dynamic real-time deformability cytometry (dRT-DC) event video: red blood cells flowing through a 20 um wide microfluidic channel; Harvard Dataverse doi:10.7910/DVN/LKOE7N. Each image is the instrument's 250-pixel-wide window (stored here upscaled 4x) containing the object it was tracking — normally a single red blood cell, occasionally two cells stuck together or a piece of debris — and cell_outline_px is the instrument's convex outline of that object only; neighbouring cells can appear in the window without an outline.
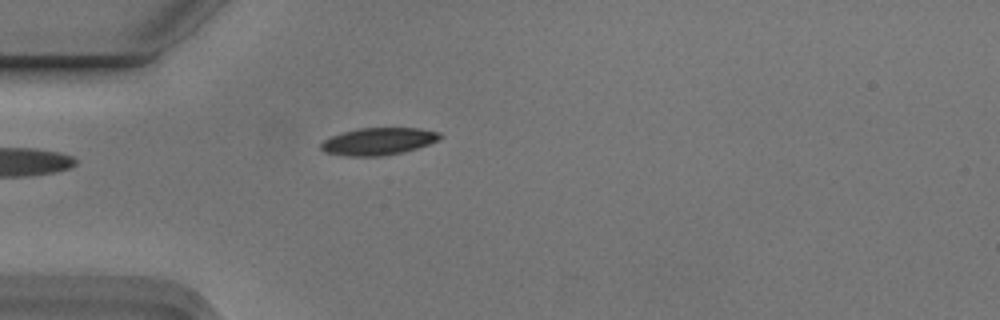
{"species": "Egyptian fruit bat (a non-hibernating species)", "species_latin": "Rousettus aegyptiacus", "temperature_condition": "cold", "stored_images_in_passage": 4, "camera_frame_rate_fps": 3000, "um_per_image_px": 0.085, "animal": {"sex": "male"}, "frame": {"image": 1, "passage_image": 4, "time_ms": 1.0, "image_size_px": [1000, 320], "cell_outline_px": [[440, 136], [436, 140], [428, 144], [404, 152], [380, 156], [348, 156], [324, 152], [320, 148], [320, 144], [324, 140], [332, 136], [356, 128], [420, 128], [440, 132]], "centroid_in_image_um": [32.13, 12.01], "position_along_channel_um": 52.9, "area_um2": 18.73}}